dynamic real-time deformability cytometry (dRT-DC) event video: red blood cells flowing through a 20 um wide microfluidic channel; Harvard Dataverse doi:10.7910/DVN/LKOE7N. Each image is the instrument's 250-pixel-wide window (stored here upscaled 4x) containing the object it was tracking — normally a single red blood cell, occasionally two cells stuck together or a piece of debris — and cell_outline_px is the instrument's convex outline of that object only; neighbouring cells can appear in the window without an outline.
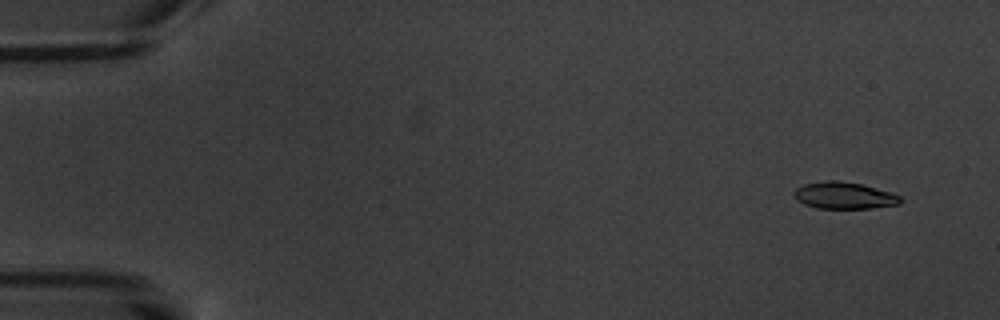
{"species": "common noctule bat (a hibernating species)", "species_latin": "Nyctalus noctula", "temperature_condition": "warm", "stored_images_in_passage": 5, "camera_frame_rate_fps": 3000, "um_per_image_px": 0.085, "animal": {"sex": "male", "body_mass_g": 20.1, "forearm_length_mm": 53.5}, "frame": {"image": 1, "passage_image": 1, "time_ms": 0.0, "image_size_px": [1000, 320], "cell_outline_px": [[904, 200], [900, 204], [872, 208], [816, 208], [804, 204], [796, 200], [792, 192], [796, 188], [804, 184], [824, 180], [840, 180], [860, 184], [892, 192], [900, 196]], "centroid_in_image_um": [71.75, 16.61], "position_along_channel_um": 13.3, "area_um2": 16.82}}
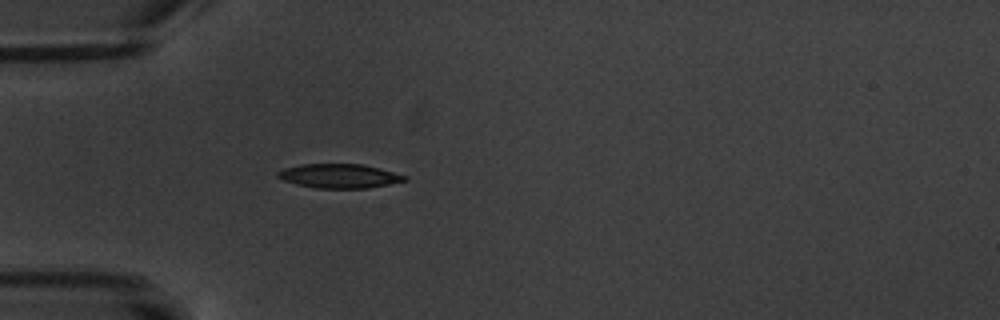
{"frame": {"image": 2, "passage_image": 5, "time_ms": 4.667, "image_size_px": [1000, 320], "cell_outline_px": [[408, 180], [368, 188], [316, 188], [296, 184], [284, 180], [276, 176], [276, 172], [284, 168], [300, 164], [364, 164], [408, 176]], "centroid_in_image_um": [28.83, 14.95], "position_along_channel_um": 56.2, "area_um2": 17.86}}